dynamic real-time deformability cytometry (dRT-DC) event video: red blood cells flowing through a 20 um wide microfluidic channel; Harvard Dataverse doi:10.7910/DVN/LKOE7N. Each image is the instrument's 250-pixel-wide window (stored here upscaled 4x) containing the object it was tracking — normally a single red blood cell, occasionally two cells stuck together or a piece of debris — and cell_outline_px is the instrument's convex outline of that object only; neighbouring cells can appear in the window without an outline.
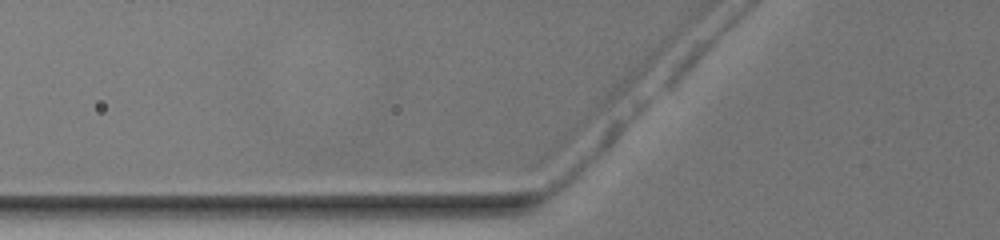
{"species": "common noctule bat (a hibernating species)", "species_latin": "Nyctalus noctula", "temperature_condition": "warm", "stored_images_in_passage": 2, "camera_frame_rate_fps": 3000, "um_per_image_px": 0.085, "animal": {"sex": "female", "body_mass_g": 19.5, "forearm_length_mm": 54.1}, "frame": {"image": 1, "passage_image": 2, "time_ms": 0.333, "image_size_px": [1000, 240], "cell_outline_px": [[624, 124], [620, 132], [580, 176], [572, 184], [560, 188], [552, 188], [552, 180], [612, 120], [620, 120]], "centroid_in_image_um": [49.94, 13.21], "position_along_channel_um": 75.9, "area_um2": 10.12}}